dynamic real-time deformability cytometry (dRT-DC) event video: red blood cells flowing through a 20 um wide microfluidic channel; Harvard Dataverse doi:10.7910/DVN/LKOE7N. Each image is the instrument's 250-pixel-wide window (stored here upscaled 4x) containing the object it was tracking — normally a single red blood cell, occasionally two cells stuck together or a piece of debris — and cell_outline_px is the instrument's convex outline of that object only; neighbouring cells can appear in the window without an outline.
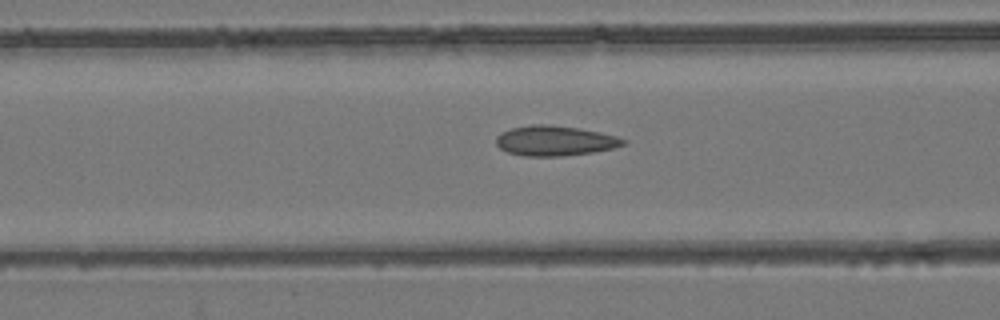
{"species": "common noctule bat (a hibernating species)", "species_latin": "Nyctalus noctula", "temperature_condition": "room temperature", "stored_images_in_passage": 42, "camera_frame_rate_fps": 3000, "um_per_image_px": 0.085, "animal": {"sex": "female", "body_mass_g": 24.6, "forearm_length_mm": 56.2}, "frame": {"image": 1, "passage_image": 17, "time_ms": 5.333, "image_size_px": [1000, 320], "cell_outline_px": [[628, 140], [624, 144], [612, 148], [592, 152], [560, 156], [524, 156], [508, 152], [500, 148], [496, 144], [496, 136], [500, 132], [512, 128], [532, 124], [544, 124], [576, 128], [600, 132], [616, 136]], "centroid_in_image_um": [47.13, 11.96], "position_along_channel_um": 119.5, "area_um2": 22.08}}
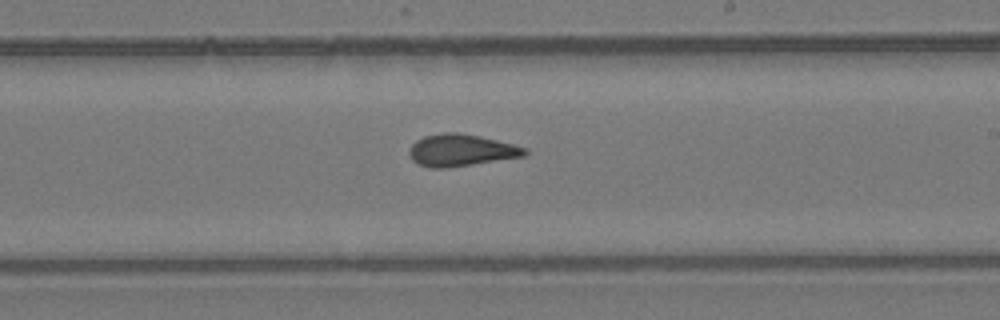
{"frame": {"image": 2, "passage_image": 27, "time_ms": 8.667, "image_size_px": [1000, 320], "cell_outline_px": [[528, 152], [524, 156], [448, 168], [428, 168], [412, 160], [408, 152], [412, 144], [416, 140], [424, 136], [444, 132], [456, 132], [480, 136], [528, 148]], "centroid_in_image_um": [39.17, 12.77], "position_along_channel_um": 249.8, "area_um2": 21.5}}
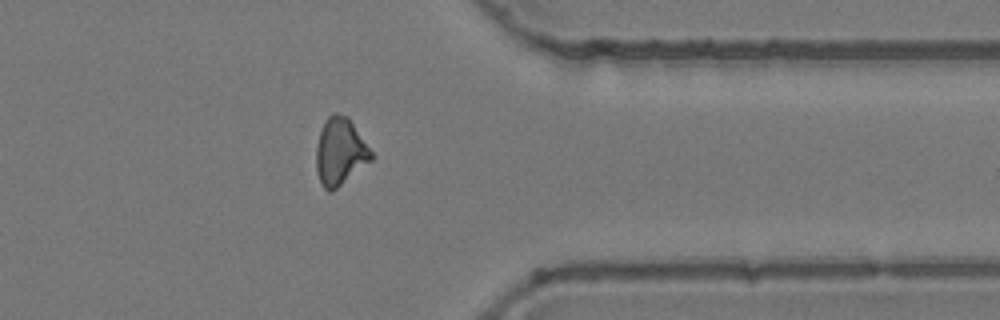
{"frame": {"image": 3, "passage_image": 38, "time_ms": 12.333, "image_size_px": [1000, 320], "cell_outline_px": [[376, 156], [372, 160], [332, 192], [328, 192], [320, 184], [316, 172], [316, 148], [320, 132], [324, 120], [332, 112], [336, 112], [348, 116]], "centroid_in_image_um": [28.91, 12.89], "position_along_channel_um": 382.5, "area_um2": 21.96}}